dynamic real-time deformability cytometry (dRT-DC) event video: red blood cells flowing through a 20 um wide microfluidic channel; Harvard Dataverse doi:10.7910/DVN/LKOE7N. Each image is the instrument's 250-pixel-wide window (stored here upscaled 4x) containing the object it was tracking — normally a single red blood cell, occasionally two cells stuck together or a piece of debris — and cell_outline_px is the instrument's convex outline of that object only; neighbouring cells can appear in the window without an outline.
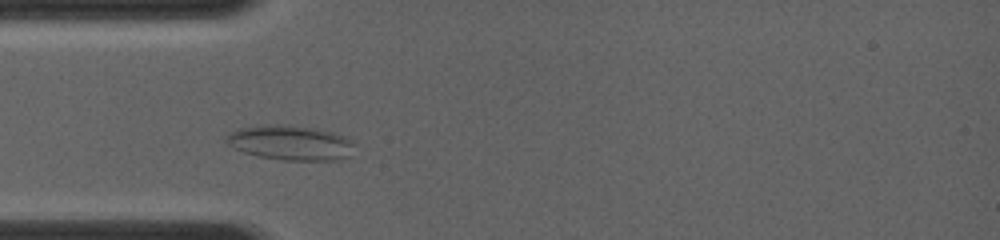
{"species": "common noctule bat (a hibernating species)", "species_latin": "Nyctalus noctula", "temperature_condition": "room temperature", "stored_images_in_passage": 4, "camera_frame_rate_fps": 4000, "um_per_image_px": 0.085, "animal": {"sex": "female", "body_mass_g": 19.0, "forearm_length_mm": 56.7}, "frame": {"image": 1, "passage_image": 2, "time_ms": 0.75, "image_size_px": [1000, 240], "cell_outline_px": [[352, 144], [348, 156], [340, 160], [284, 160], [260, 156], [244, 152], [228, 144], [224, 140], [224, 136], [240, 128], [288, 124], [312, 128], [332, 132], [348, 136]], "centroid_in_image_um": [24.69, 12.14], "position_along_channel_um": 60.3, "area_um2": 25.49}}
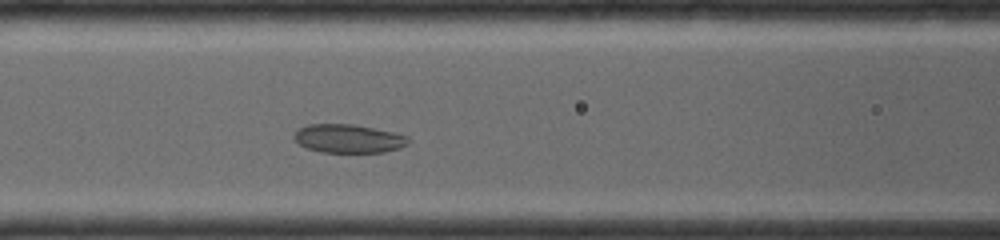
{"frame": {"image": 2, "passage_image": 4, "time_ms": 2.5, "image_size_px": [1000, 240], "cell_outline_px": [[408, 144], [400, 148], [384, 152], [320, 152], [308, 148], [300, 144], [292, 136], [300, 128], [308, 124], [356, 124], [392, 132], [408, 136]], "centroid_in_image_um": [29.63, 11.77], "position_along_channel_um": 137.0, "area_um2": 18.9}}